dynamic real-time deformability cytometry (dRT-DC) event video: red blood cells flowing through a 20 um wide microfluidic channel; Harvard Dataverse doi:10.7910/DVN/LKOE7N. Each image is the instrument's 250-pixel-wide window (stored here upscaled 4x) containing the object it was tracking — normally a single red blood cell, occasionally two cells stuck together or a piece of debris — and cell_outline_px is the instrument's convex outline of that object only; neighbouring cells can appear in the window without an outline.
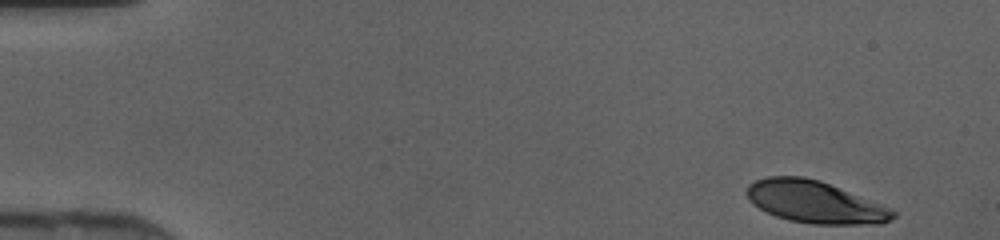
{"species": "human", "species_latin": "Homo sapiens", "temperature_condition": "cold", "stored_images_in_passage": 44, "camera_frame_rate_fps": 3000, "um_per_image_px": 0.085, "donor": {"sex": "female"}, "frame": {"image": 1, "passage_image": 1, "time_ms": 0.0, "image_size_px": [1000, 240], "cell_outline_px": [[896, 216], [892, 220], [880, 224], [812, 224], [788, 220], [776, 216], [752, 204], [748, 200], [748, 184], [756, 180], [768, 176], [804, 176], [820, 180], [880, 204], [896, 212]], "centroid_in_image_um": [69.26, 17.17], "position_along_channel_um": 15.7, "area_um2": 35.66}}
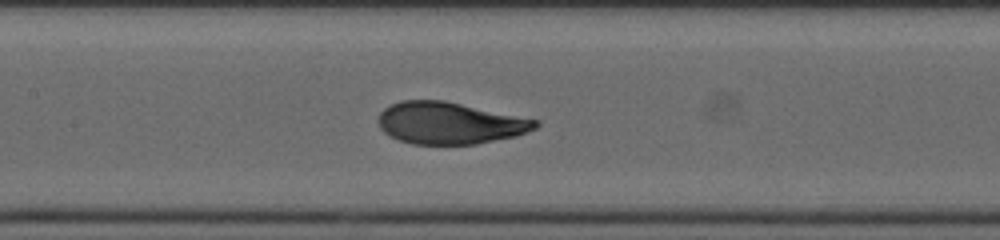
{"frame": {"image": 2, "passage_image": 20, "time_ms": 6.333, "image_size_px": [1000, 240], "cell_outline_px": [[540, 124], [536, 128], [528, 132], [516, 136], [476, 144], [412, 144], [388, 136], [380, 128], [376, 120], [380, 112], [384, 108], [400, 100], [444, 100], [540, 120]], "centroid_in_image_um": [38.22, 10.46], "position_along_channel_um": 169.2, "area_um2": 38.67}}
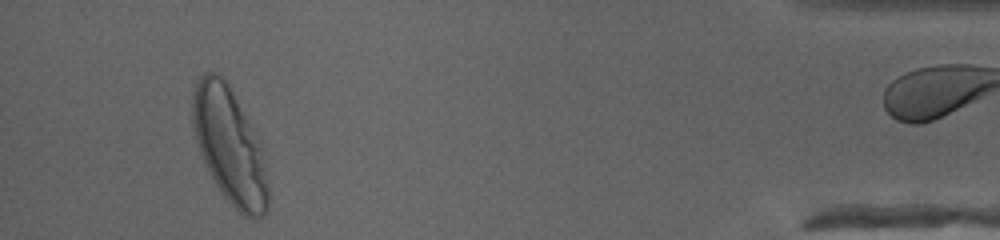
{"frame": {"image": 3, "passage_image": 41, "time_ms": 13.333, "image_size_px": [1000, 240], "cell_outline_px": [[268, 208], [264, 216], [252, 220], [244, 216], [224, 196], [216, 184], [204, 164], [196, 140], [192, 124], [192, 96], [196, 84], [200, 76], [204, 72], [216, 72], [228, 84], [260, 144], [268, 184]], "centroid_in_image_um": [19.49, 12.43], "position_along_channel_um": 415.7, "area_um2": 50.17}}